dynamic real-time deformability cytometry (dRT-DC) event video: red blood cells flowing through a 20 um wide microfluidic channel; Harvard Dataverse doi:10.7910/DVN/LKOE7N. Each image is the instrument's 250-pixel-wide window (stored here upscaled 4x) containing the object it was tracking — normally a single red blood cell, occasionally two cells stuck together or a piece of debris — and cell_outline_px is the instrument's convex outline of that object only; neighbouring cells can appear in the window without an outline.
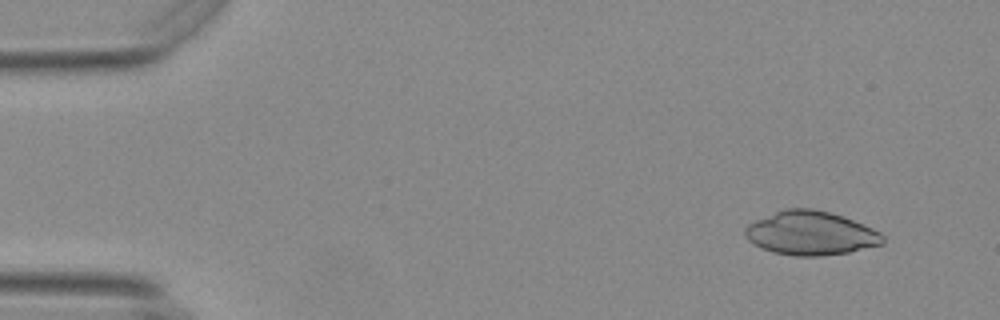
{"species": "Egyptian fruit bat (a non-hibernating species)", "species_latin": "Rousettus aegyptiacus", "temperature_condition": "warm", "stored_images_in_passage": 52, "camera_frame_rate_fps": 3000, "um_per_image_px": 0.085, "animal": {"sex": "female"}, "frame": {"image": 1, "passage_image": 1, "time_ms": 0.0, "image_size_px": [1000, 320], "cell_outline_px": [[884, 244], [848, 252], [820, 256], [796, 256], [772, 252], [748, 240], [744, 232], [744, 228], [748, 224], [756, 220], [776, 212], [788, 208], [812, 208], [844, 216], [872, 228], [880, 232], [884, 236]], "centroid_in_image_um": [68.94, 19.82], "position_along_channel_um": 16.1, "area_um2": 34.97}}
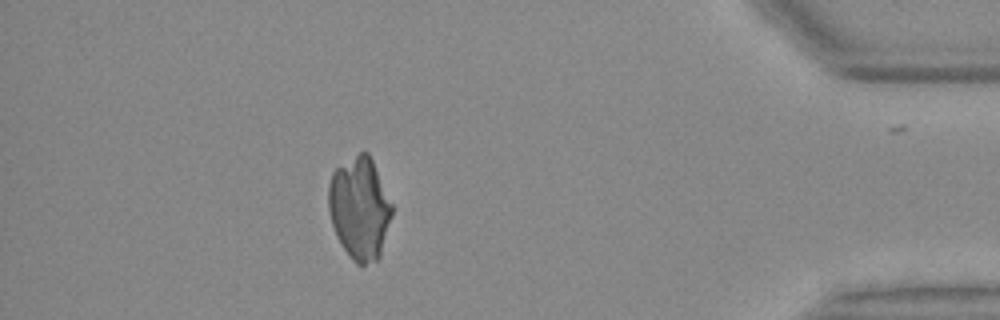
{"frame": {"image": 2, "passage_image": 45, "time_ms": 14.667, "image_size_px": [1000, 320], "cell_outline_px": [[392, 216], [380, 256], [376, 260], [364, 264], [356, 264], [352, 260], [344, 248], [332, 224], [328, 208], [328, 184], [332, 172], [336, 168], [360, 152], [368, 152], [372, 160], [392, 204]], "centroid_in_image_um": [30.56, 17.7], "position_along_channel_um": 404.6, "area_um2": 37.45}}